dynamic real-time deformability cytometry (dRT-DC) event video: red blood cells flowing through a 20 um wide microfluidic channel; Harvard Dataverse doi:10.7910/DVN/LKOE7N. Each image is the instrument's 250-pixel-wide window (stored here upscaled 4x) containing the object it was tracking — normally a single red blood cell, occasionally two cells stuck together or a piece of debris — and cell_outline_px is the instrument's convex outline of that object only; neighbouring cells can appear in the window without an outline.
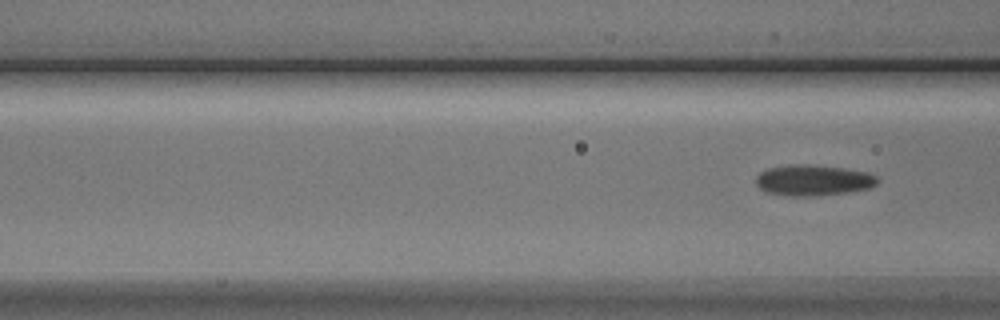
{"species": "Egyptian fruit bat (a non-hibernating species)", "species_latin": "Rousettus aegyptiacus", "temperature_condition": "cold", "stored_images_in_passage": 3, "camera_frame_rate_fps": 3000, "um_per_image_px": 0.085, "animal": {"sex": "male"}, "frame": {"image": 1, "passage_image": 3, "time_ms": 3.333, "image_size_px": [1000, 320], "cell_outline_px": [[880, 180], [876, 184], [868, 188], [848, 192], [816, 196], [784, 196], [764, 192], [756, 184], [756, 176], [760, 172], [768, 168], [792, 164], [808, 164], [844, 168], [868, 172], [876, 176]], "centroid_in_image_um": [69.1, 15.32], "position_along_channel_um": 97.5, "area_um2": 22.08}}